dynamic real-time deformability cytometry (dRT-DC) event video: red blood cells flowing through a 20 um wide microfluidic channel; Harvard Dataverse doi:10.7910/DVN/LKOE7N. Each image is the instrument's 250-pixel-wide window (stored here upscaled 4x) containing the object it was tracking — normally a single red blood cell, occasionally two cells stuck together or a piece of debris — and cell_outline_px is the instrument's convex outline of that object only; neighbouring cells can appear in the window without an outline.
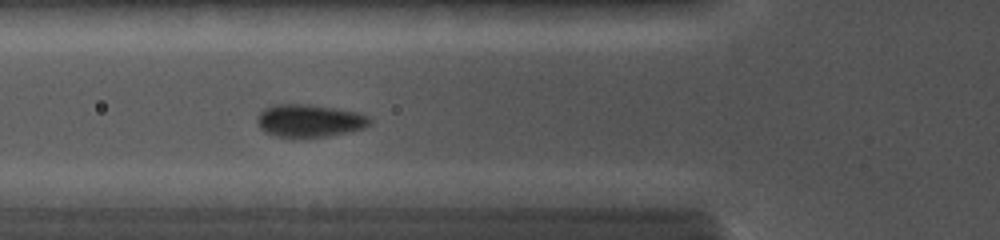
{"species": "common noctule bat (a hibernating species)", "species_latin": "Nyctalus noctula", "temperature_condition": "cold", "stored_images_in_passage": 26, "camera_frame_rate_fps": 5000, "um_per_image_px": 0.085, "animal": {"sex": "female", "body_mass_g": 19.0, "forearm_length_mm": 56.7}, "frame": {"image": 1, "passage_image": 6, "time_ms": 4.0, "image_size_px": [1000, 240], "cell_outline_px": [[372, 120], [364, 128], [348, 132], [328, 136], [292, 140], [272, 136], [264, 132], [260, 128], [256, 120], [260, 112], [264, 108], [272, 104], [308, 104], [336, 108], [360, 112], [368, 116]], "centroid_in_image_um": [26.25, 10.29], "position_along_channel_um": 99.5, "area_um2": 22.25}}
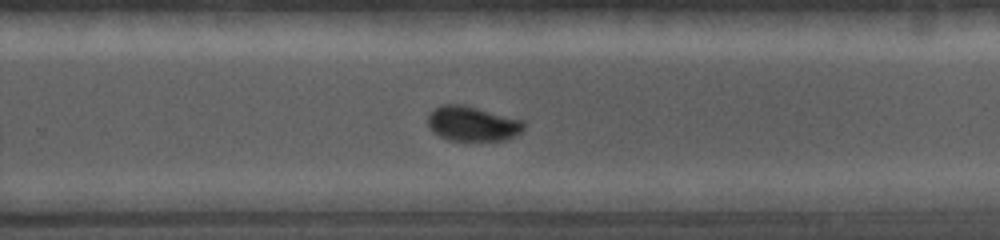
{"frame": {"image": 2, "passage_image": 16, "time_ms": 8.4, "image_size_px": [1000, 240], "cell_outline_px": [[524, 128], [520, 132], [504, 140], [448, 140], [432, 132], [428, 124], [428, 112], [440, 104], [464, 104], [524, 120]], "centroid_in_image_um": [40.12, 10.49], "position_along_channel_um": 289.7, "area_um2": 19.59}}
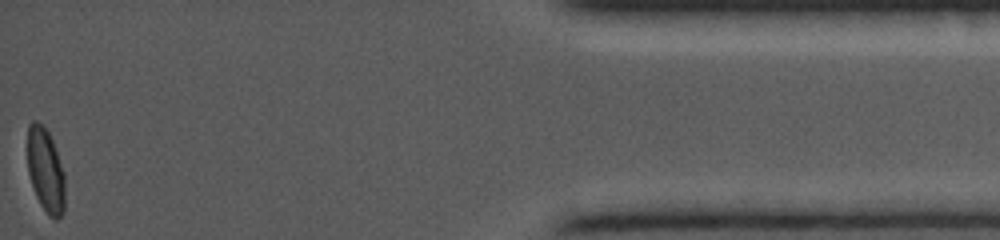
{"frame": {"image": 3, "passage_image": 26, "time_ms": 13.2, "image_size_px": [1000, 240], "cell_outline_px": [[64, 212], [56, 220], [48, 216], [40, 204], [36, 196], [28, 172], [28, 124], [32, 120], [36, 120], [48, 132], [52, 140], [64, 172]], "centroid_in_image_um": [3.87, 14.5], "position_along_channel_um": 431.3, "area_um2": 18.26}}